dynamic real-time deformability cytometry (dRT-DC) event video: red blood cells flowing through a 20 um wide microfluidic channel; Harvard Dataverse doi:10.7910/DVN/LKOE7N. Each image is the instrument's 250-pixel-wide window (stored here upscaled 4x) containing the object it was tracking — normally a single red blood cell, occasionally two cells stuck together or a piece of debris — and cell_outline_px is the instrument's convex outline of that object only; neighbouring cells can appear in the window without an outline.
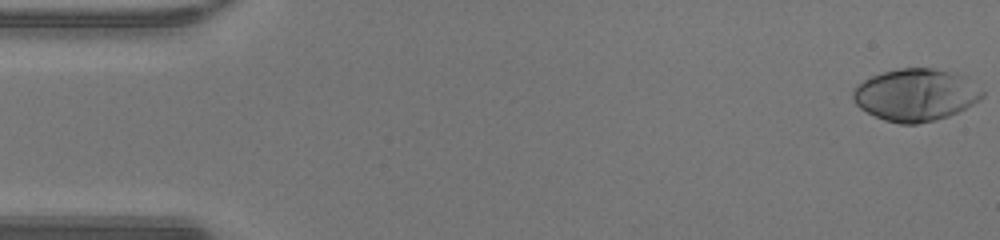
{"species": "human", "species_latin": "Homo sapiens", "temperature_condition": "warm", "stored_images_in_passage": 48, "camera_frame_rate_fps": 3000, "um_per_image_px": 0.085, "donor": {"sex": "male"}, "frame": {"image": 1, "passage_image": 1, "time_ms": 0.0, "image_size_px": [1000, 240], "cell_outline_px": [[984, 96], [980, 100], [948, 116], [916, 124], [900, 124], [884, 120], [860, 108], [852, 100], [852, 88], [856, 84], [880, 72], [900, 68], [932, 68], [964, 76], [984, 92]], "centroid_in_image_um": [77.78, 8.06], "position_along_channel_um": 7.2, "area_um2": 39.13}}
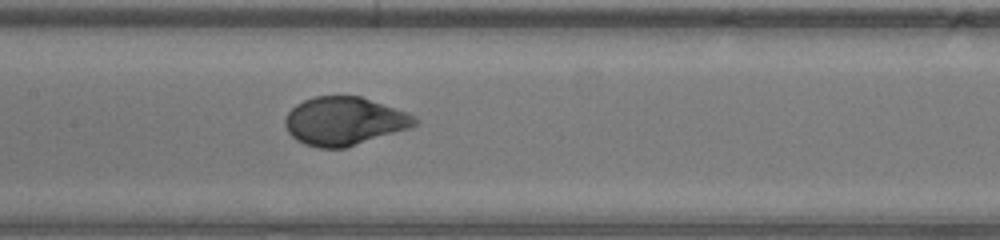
{"frame": {"image": 2, "passage_image": 23, "time_ms": 7.333, "image_size_px": [1000, 240], "cell_outline_px": [[420, 120], [412, 128], [344, 148], [320, 148], [304, 144], [296, 140], [288, 132], [284, 124], [284, 120], [288, 112], [296, 104], [304, 100], [316, 96], [360, 96], [408, 112], [416, 116]], "centroid_in_image_um": [29.29, 10.3], "position_along_channel_um": 178.1, "area_um2": 36.7}}
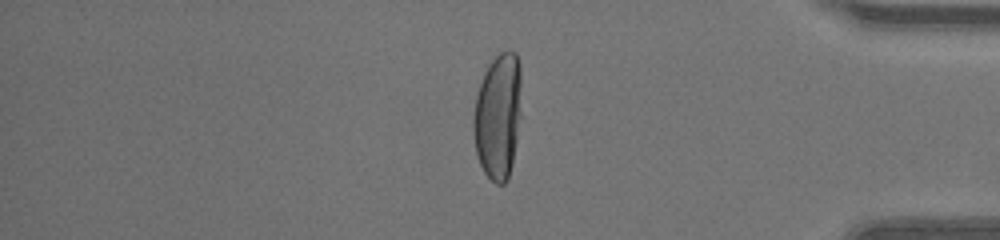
{"frame": {"image": 3, "passage_image": 40, "time_ms": 13.0, "image_size_px": [1000, 240], "cell_outline_px": [[520, 116], [512, 164], [508, 180], [504, 184], [496, 184], [484, 172], [480, 164], [476, 152], [472, 132], [472, 120], [476, 96], [484, 72], [488, 64], [500, 52], [508, 48], [516, 52], [520, 64]], "centroid_in_image_um": [42.32, 9.84], "position_along_channel_um": 392.9, "area_um2": 35.49}, "authors_computed_cell_mechanics": {"area_um2": 37.0787, "velocity_mm_per_s": 4.3225, "shape_relaxation_time_tau1_ms": 2.9749, "shape_relaxation_time_tau2_ms": null, "deformation_change_tau1": 0.2358, "deformation_change_tau2": null}}